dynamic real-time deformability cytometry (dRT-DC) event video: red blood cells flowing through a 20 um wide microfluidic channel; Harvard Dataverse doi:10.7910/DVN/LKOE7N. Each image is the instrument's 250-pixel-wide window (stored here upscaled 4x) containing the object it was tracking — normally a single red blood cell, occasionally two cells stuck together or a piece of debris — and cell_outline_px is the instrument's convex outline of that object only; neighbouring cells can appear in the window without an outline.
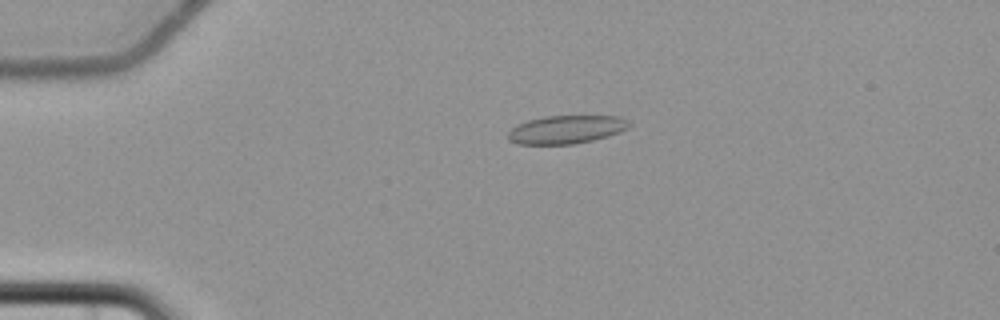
{"species": "common noctule bat (a hibernating species)", "species_latin": "Nyctalus noctula", "temperature_condition": "cold", "stored_images_in_passage": 8, "camera_frame_rate_fps": 3000, "um_per_image_px": 0.085, "animal": {"sex": "female", "body_mass_g": 22.7, "forearm_length_mm": 54.2}, "frame": {"image": 1, "passage_image": 3, "time_ms": 3.333, "image_size_px": [1000, 320], "cell_outline_px": [[632, 124], [628, 128], [620, 132], [608, 136], [592, 140], [572, 144], [516, 144], [508, 140], [508, 132], [512, 128], [528, 120], [544, 116], [620, 116], [628, 120]], "centroid_in_image_um": [48.16, 11.0], "position_along_channel_um": 36.8, "area_um2": 19.94}}
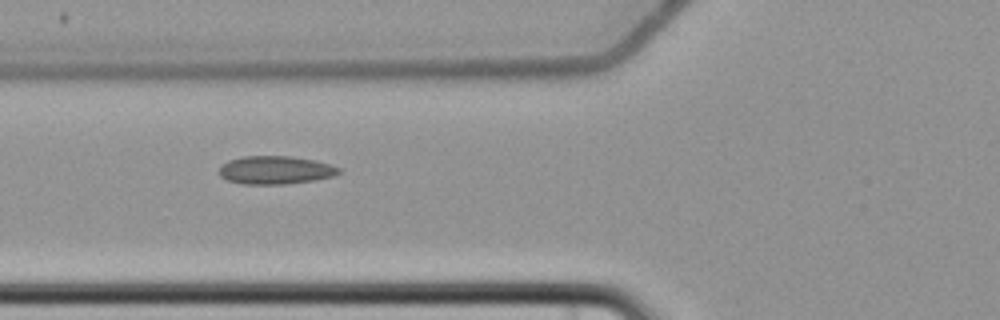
{"frame": {"image": 2, "passage_image": 5, "time_ms": 6.333, "image_size_px": [1000, 320], "cell_outline_px": [[340, 172], [332, 176], [316, 180], [284, 184], [244, 184], [228, 180], [220, 176], [220, 168], [228, 160], [244, 156], [288, 156], [316, 160], [340, 168]], "centroid_in_image_um": [23.42, 14.45], "position_along_channel_um": 102.4, "area_um2": 19.48}}
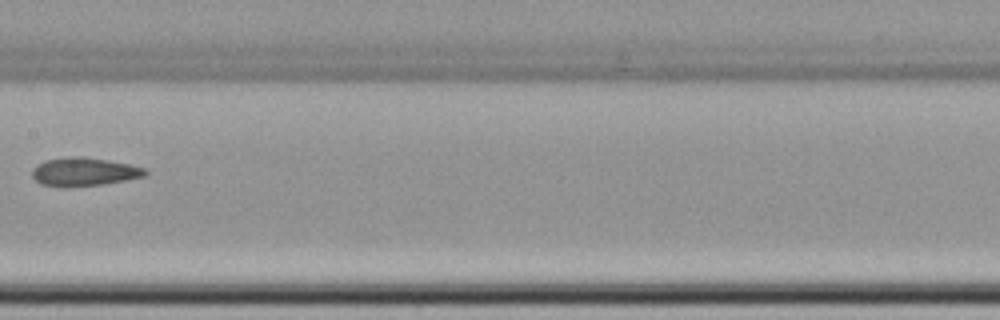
{"frame": {"image": 3, "passage_image": 7, "time_ms": 9.0, "image_size_px": [1000, 320], "cell_outline_px": [[148, 172], [144, 176], [128, 180], [104, 184], [68, 188], [60, 188], [40, 184], [32, 176], [32, 168], [36, 164], [44, 160], [76, 156], [80, 156], [108, 160], [128, 164], [144, 168]], "centroid_in_image_um": [7.1, 14.62], "position_along_channel_um": 200.3, "area_um2": 19.02}}